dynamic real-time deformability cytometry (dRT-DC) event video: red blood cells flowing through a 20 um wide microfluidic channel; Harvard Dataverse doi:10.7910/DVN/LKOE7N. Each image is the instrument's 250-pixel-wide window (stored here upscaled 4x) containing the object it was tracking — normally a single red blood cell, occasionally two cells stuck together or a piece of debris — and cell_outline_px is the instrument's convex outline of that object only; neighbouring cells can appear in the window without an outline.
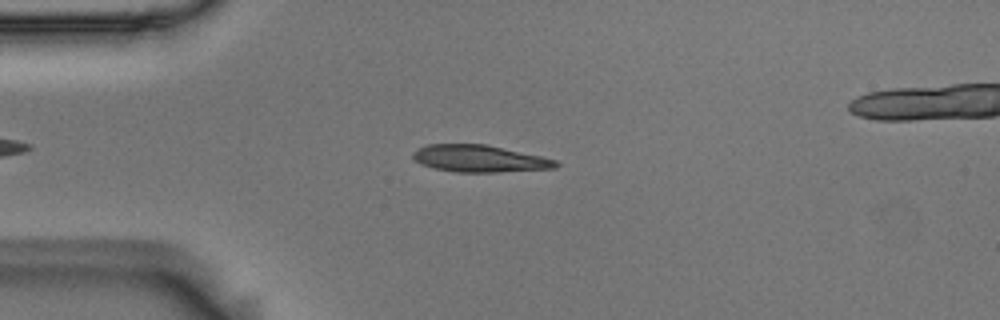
{"species": "Egyptian fruit bat (a non-hibernating species)", "species_latin": "Rousettus aegyptiacus", "temperature_condition": "room temperature", "stored_images_in_passage": 52, "camera_frame_rate_fps": 3000, "um_per_image_px": 0.085, "animal": {"sex": "male"}, "frame": {"image": 1, "passage_image": 10, "time_ms": 3.0, "image_size_px": [1000, 320], "cell_outline_px": [[560, 164], [556, 168], [496, 172], [456, 172], [436, 168], [420, 164], [412, 160], [412, 152], [428, 144], [488, 144], [540, 156], [556, 160]], "centroid_in_image_um": [40.74, 13.48], "position_along_channel_um": 44.3, "area_um2": 22.48}}
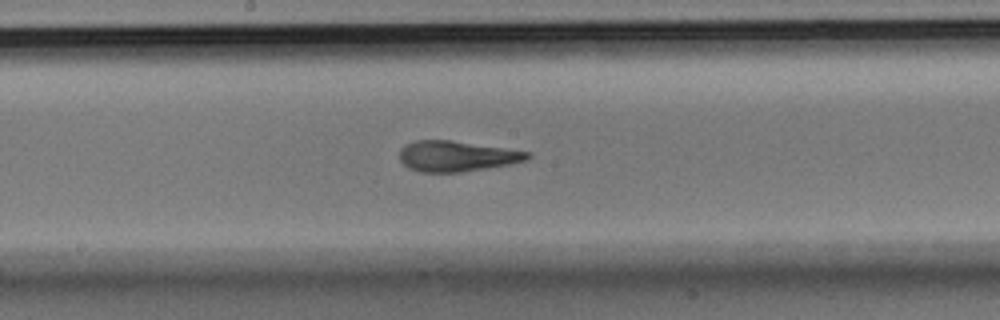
{"frame": {"image": 2, "passage_image": 25, "time_ms": 8.0, "image_size_px": [1000, 320], "cell_outline_px": [[532, 156], [528, 160], [508, 164], [460, 172], [420, 172], [408, 168], [400, 160], [400, 148], [416, 140], [452, 140], [532, 152]], "centroid_in_image_um": [38.83, 13.27], "position_along_channel_um": 209.4, "area_um2": 22.72}}
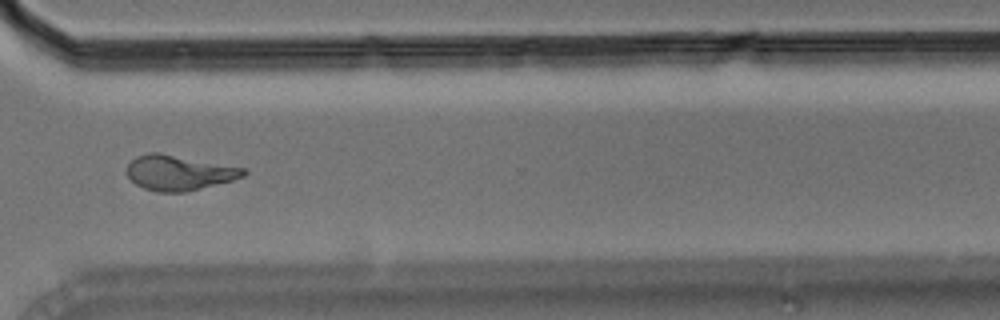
{"frame": {"image": 3, "passage_image": 37, "time_ms": 12.0, "image_size_px": [1000, 320], "cell_outline_px": [[248, 172], [244, 176], [232, 180], [184, 192], [156, 192], [144, 188], [136, 184], [128, 176], [128, 164], [136, 156], [148, 152], [156, 152], [244, 168]], "centroid_in_image_um": [15.19, 14.68], "position_along_channel_um": 355.4, "area_um2": 23.41}, "authors_computed_cell_mechanics": {"area_um2": 22.8021, "velocity_mm_per_s": 3.6611, "shape_relaxation_time_tau1_ms": 9.4767, "shape_relaxation_time_tau2_ms": 1.4024, "deformation_change_tau1": 0.2643, "deformation_change_tau2": 0.0629}}